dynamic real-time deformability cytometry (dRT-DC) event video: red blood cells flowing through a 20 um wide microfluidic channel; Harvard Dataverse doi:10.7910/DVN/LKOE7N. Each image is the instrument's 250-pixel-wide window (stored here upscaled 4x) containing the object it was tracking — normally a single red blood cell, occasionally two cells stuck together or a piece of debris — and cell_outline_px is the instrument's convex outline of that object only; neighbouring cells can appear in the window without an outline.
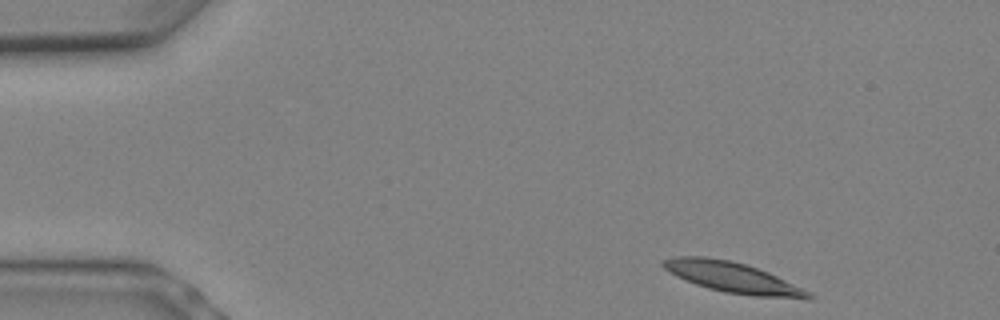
{"species": "Egyptian fruit bat (a non-hibernating species)", "species_latin": "Rousettus aegyptiacus", "temperature_condition": "warm", "stored_images_in_passage": 9, "camera_frame_rate_fps": 3000, "um_per_image_px": 0.085, "animal": {"sex": "female"}, "frame": {"image": 1, "passage_image": 1, "time_ms": 0.0, "image_size_px": [1000, 320], "cell_outline_px": [[816, 296], [812, 300], [808, 300], [752, 296], [724, 292], [708, 288], [696, 284], [676, 276], [668, 272], [660, 264], [660, 260], [676, 256], [704, 256], [728, 260], [744, 264], [768, 272]], "centroid_in_image_um": [62.26, 23.6], "position_along_channel_um": 22.7, "area_um2": 25.84}}
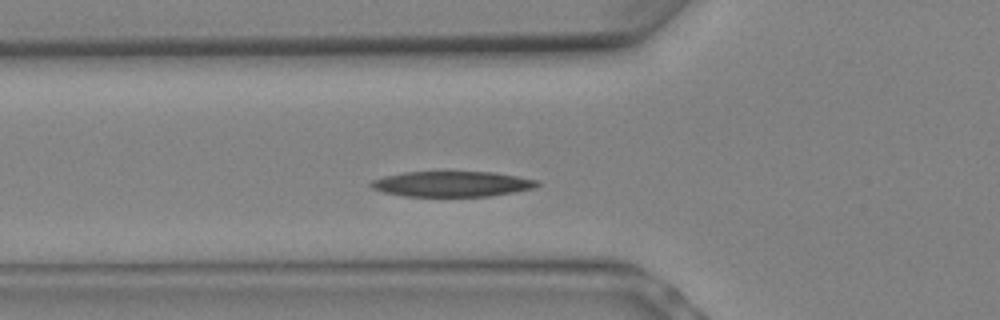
{"frame": {"image": 2, "passage_image": 6, "time_ms": 1.667, "image_size_px": [1000, 320], "cell_outline_px": [[540, 184], [536, 188], [516, 192], [492, 196], [404, 196], [384, 192], [372, 188], [368, 184], [372, 180], [384, 176], [404, 172], [444, 168], [448, 168], [492, 172], [516, 176], [536, 180]], "centroid_in_image_um": [38.4, 15.58], "position_along_channel_um": 87.4, "area_um2": 25.95}}
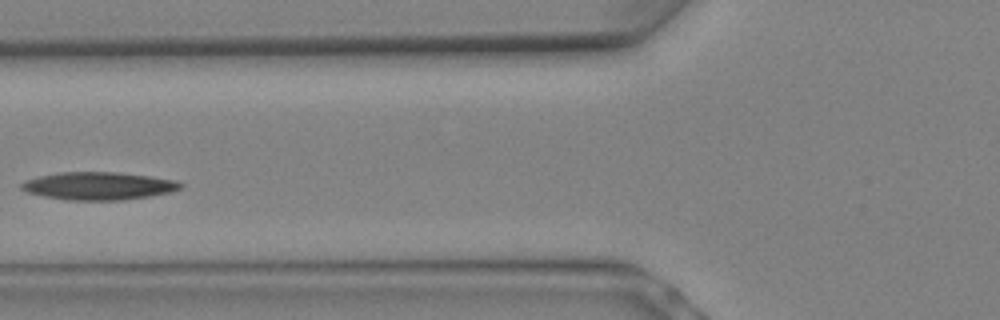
{"frame": {"image": 3, "passage_image": 7, "time_ms": 2.0, "image_size_px": [1000, 320], "cell_outline_px": [[184, 184], [180, 188], [172, 192], [148, 196], [120, 200], [68, 200], [44, 196], [24, 192], [20, 188], [20, 184], [24, 180], [56, 172], [116, 172], [148, 176], [176, 180]], "centroid_in_image_um": [8.33, 15.8], "position_along_channel_um": 117.5, "area_um2": 25.78}}